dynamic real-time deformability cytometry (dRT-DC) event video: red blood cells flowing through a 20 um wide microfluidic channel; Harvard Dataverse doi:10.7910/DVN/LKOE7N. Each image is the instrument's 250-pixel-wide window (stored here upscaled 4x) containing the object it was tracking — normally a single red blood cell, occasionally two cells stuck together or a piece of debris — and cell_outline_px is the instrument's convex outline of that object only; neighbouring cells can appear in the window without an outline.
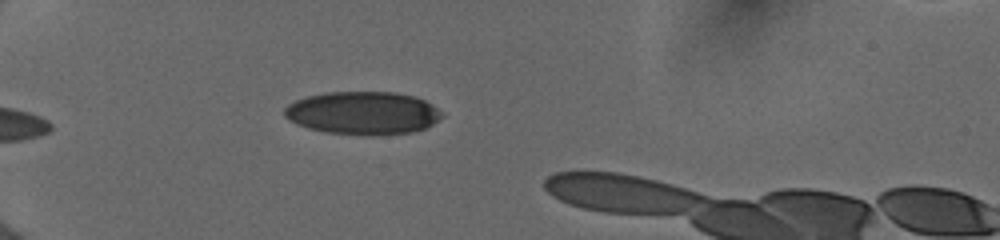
{"species": "human", "species_latin": "Homo sapiens", "temperature_condition": "cold", "stored_images_in_passage": 26, "camera_frame_rate_fps": 3000, "um_per_image_px": 0.085, "donor": {"sex": "female"}, "frame": {"image": 1, "passage_image": 1, "time_ms": 0.0, "image_size_px": [1000, 240], "cell_outline_px": [[444, 116], [432, 124], [424, 128], [412, 132], [372, 136], [364, 136], [324, 132], [308, 128], [296, 124], [288, 120], [284, 116], [284, 108], [288, 104], [296, 100], [308, 96], [324, 92], [396, 92], [416, 96], [432, 104], [444, 112]], "centroid_in_image_um": [30.85, 9.61], "position_along_channel_um": 54.1, "area_um2": 40.0}}